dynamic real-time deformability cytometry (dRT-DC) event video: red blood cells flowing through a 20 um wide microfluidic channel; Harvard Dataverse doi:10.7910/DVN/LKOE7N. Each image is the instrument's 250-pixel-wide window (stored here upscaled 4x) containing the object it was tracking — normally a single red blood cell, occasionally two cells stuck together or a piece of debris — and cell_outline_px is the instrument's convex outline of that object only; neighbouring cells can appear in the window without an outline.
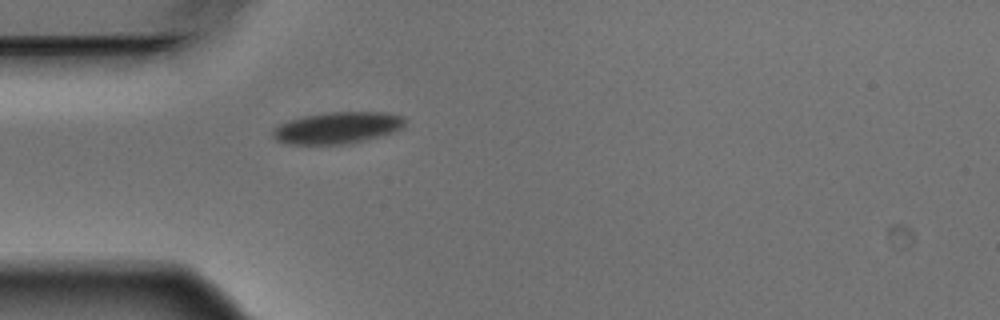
{"species": "Egyptian fruit bat (a non-hibernating species)", "species_latin": "Rousettus aegyptiacus", "temperature_condition": "warm", "stored_images_in_passage": 1, "camera_frame_rate_fps": 3000, "um_per_image_px": 0.085, "animal": {"sex": "male"}, "frame": {"image": 1, "passage_image": 1, "time_ms": 0.0, "image_size_px": [1000, 320], "cell_outline_px": [[404, 124], [400, 128], [392, 132], [364, 140], [348, 144], [288, 144], [276, 140], [272, 136], [272, 132], [280, 124], [288, 120], [304, 116], [332, 112], [384, 112], [404, 116]], "centroid_in_image_um": [28.66, 10.86], "position_along_channel_um": 56.3, "area_um2": 24.1}}